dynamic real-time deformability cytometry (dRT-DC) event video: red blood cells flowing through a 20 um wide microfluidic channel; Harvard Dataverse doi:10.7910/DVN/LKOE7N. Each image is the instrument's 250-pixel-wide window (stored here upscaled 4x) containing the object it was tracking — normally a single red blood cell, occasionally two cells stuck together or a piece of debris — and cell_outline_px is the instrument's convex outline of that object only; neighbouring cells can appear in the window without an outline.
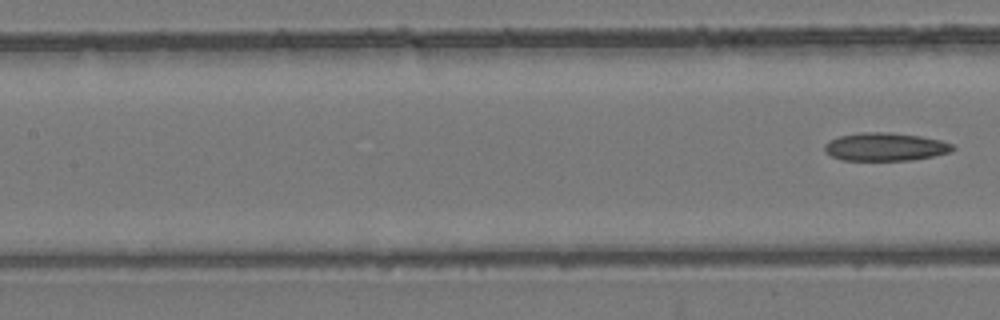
{"species": "common noctule bat (a hibernating species)", "species_latin": "Nyctalus noctula", "temperature_condition": "room temperature", "stored_images_in_passage": 8, "segment_of_instrument_passage": [2, 2], "camera_frame_rate_fps": 3000, "um_per_image_px": 0.085, "animal": {"sex": "female", "body_mass_g": 24.6, "forearm_length_mm": 56.2}, "frame": {"image": 1, "passage_image": 8, "time_ms": 2.333, "image_size_px": [1000, 320], "cell_outline_px": [[956, 148], [952, 152], [912, 160], [840, 160], [824, 152], [824, 144], [828, 140], [840, 136], [864, 132], [888, 132], [920, 136], [940, 140], [952, 144]], "centroid_in_image_um": [75.23, 12.48], "position_along_channel_um": 132.2, "area_um2": 21.04}}